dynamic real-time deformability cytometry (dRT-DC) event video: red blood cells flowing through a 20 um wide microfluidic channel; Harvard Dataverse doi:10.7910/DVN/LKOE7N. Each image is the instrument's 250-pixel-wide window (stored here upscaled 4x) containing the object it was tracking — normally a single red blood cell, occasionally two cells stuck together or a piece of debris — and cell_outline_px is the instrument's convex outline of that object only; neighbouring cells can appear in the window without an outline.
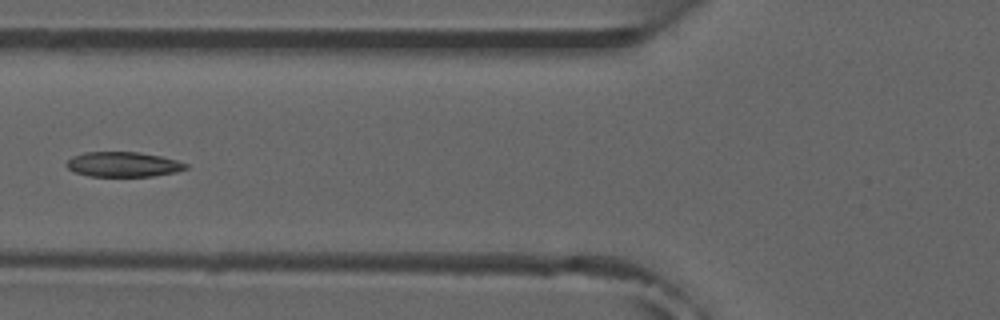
{"species": "common noctule bat (a hibernating species)", "species_latin": "Nyctalus noctula", "temperature_condition": "room temperature", "stored_images_in_passage": 8, "camera_frame_rate_fps": 3000, "um_per_image_px": 0.085, "animal": {"sex": "male", "forearm_length_mm": 52.5}, "frame": {"image": 1, "passage_image": 6, "time_ms": 6.667, "image_size_px": [1000, 320], "cell_outline_px": [[188, 168], [176, 172], [152, 176], [88, 176], [76, 172], [68, 168], [64, 164], [72, 156], [84, 152], [136, 152], [160, 156], [176, 160], [188, 164]], "centroid_in_image_um": [10.46, 13.97], "position_along_channel_um": 115.3, "area_um2": 17.28}}
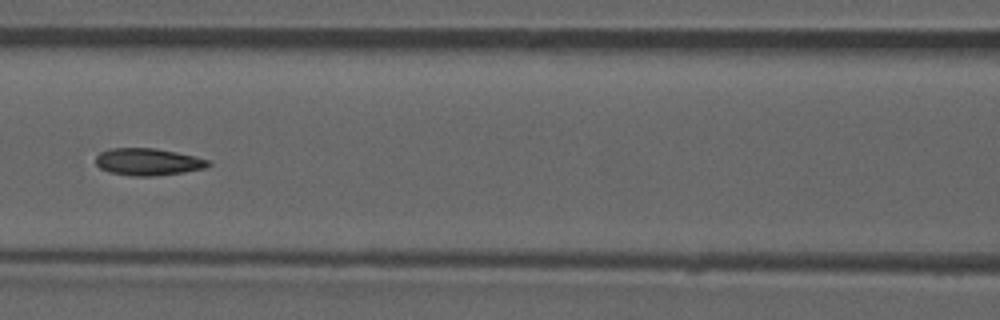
{"frame": {"image": 2, "passage_image": 7, "time_ms": 7.667, "image_size_px": [1000, 320], "cell_outline_px": [[212, 164], [208, 168], [184, 172], [152, 176], [132, 176], [108, 172], [100, 168], [96, 164], [96, 156], [100, 152], [112, 148], [156, 148], [196, 156], [212, 160]], "centroid_in_image_um": [12.64, 13.76], "position_along_channel_um": 154.0, "area_um2": 18.03}}